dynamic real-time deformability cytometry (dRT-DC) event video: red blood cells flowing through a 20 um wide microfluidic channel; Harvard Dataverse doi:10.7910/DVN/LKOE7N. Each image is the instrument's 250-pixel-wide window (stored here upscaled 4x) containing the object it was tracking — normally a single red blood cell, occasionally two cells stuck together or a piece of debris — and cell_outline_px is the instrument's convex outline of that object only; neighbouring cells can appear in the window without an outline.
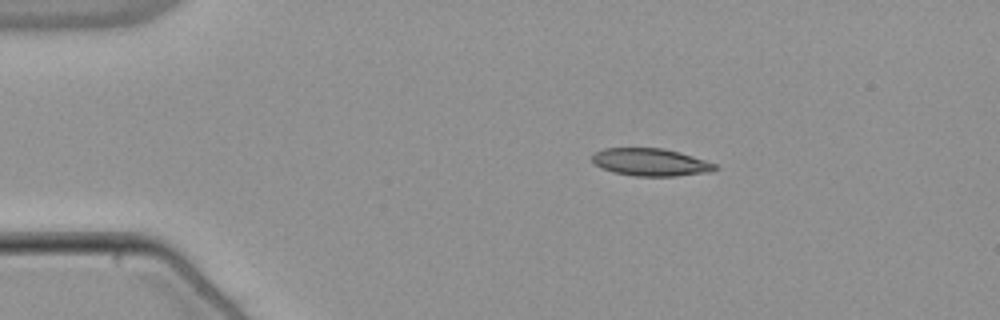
{"species": "common noctule bat (a hibernating species)", "species_latin": "Nyctalus noctula", "temperature_condition": "warm", "stored_images_in_passage": 44, "camera_frame_rate_fps": 3000, "um_per_image_px": 0.085, "animal": {"sex": "male", "body_mass_g": 21.5, "forearm_length_mm": 52.0}, "frame": {"image": 1, "passage_image": 1, "time_ms": 0.0, "image_size_px": [1000, 320], "cell_outline_px": [[720, 168], [712, 172], [676, 176], [632, 176], [612, 172], [600, 168], [592, 160], [592, 156], [596, 152], [604, 148], [664, 148], [680, 152], [716, 164]], "centroid_in_image_um": [55.32, 13.79], "position_along_channel_um": 29.7, "area_um2": 19.88}}
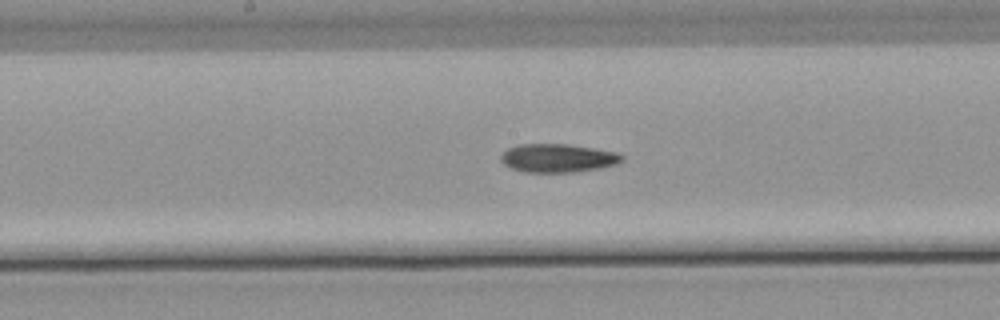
{"frame": {"image": 2, "passage_image": 19, "time_ms": 6.0, "image_size_px": [1000, 320], "cell_outline_px": [[624, 160], [616, 164], [600, 168], [576, 172], [524, 172], [512, 168], [504, 164], [500, 160], [500, 156], [508, 148], [516, 144], [568, 144], [596, 148], [620, 152], [624, 156]], "centroid_in_image_um": [47.45, 13.43], "position_along_channel_um": 200.7, "area_um2": 20.35}}
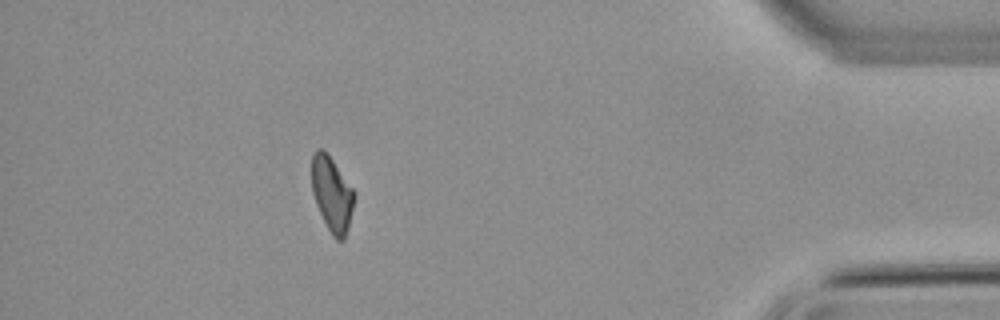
{"frame": {"image": 3, "passage_image": 39, "time_ms": 12.667, "image_size_px": [1000, 320], "cell_outline_px": [[356, 196], [348, 228], [344, 240], [336, 240], [332, 236], [316, 204], [312, 192], [312, 156], [316, 148], [324, 148], [356, 192]], "centroid_in_image_um": [28.23, 16.48], "position_along_channel_um": 407.0, "area_um2": 18.67}, "authors_computed_cell_mechanics": {"area_um2": 19.8832, "velocity_mm_per_s": 3.8548, "shape_relaxation_time_tau1_ms": null, "shape_relaxation_time_tau2_ms": 4.265, "deformation_change_tau1": null, "deformation_change_tau2": 0.1211}}